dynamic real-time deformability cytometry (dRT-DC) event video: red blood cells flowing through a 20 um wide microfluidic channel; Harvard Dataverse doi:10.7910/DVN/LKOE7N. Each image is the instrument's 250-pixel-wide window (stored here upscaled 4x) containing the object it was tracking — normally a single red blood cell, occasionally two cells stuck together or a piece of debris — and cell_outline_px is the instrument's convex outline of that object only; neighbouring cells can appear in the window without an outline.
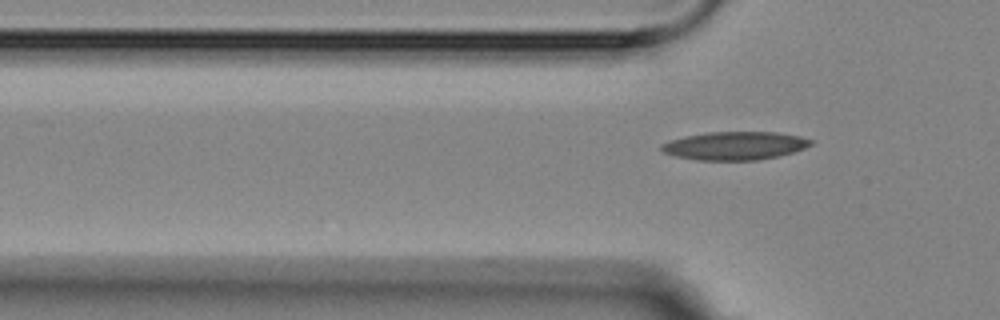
{"species": "Egyptian fruit bat (a non-hibernating species)", "species_latin": "Rousettus aegyptiacus", "temperature_condition": "room temperature", "stored_images_in_passage": 7, "camera_frame_rate_fps": 3000, "um_per_image_px": 0.085, "animal": {"sex": "female"}, "frame": {"image": 1, "passage_image": 7, "time_ms": 7.0, "image_size_px": [1000, 320], "cell_outline_px": [[812, 144], [804, 148], [780, 156], [756, 160], [696, 160], [676, 156], [664, 152], [660, 148], [660, 144], [668, 140], [684, 136], [708, 132], [776, 132], [800, 136], [812, 140]], "centroid_in_image_um": [62.43, 12.38], "position_along_channel_um": 63.4, "area_um2": 24.62}}